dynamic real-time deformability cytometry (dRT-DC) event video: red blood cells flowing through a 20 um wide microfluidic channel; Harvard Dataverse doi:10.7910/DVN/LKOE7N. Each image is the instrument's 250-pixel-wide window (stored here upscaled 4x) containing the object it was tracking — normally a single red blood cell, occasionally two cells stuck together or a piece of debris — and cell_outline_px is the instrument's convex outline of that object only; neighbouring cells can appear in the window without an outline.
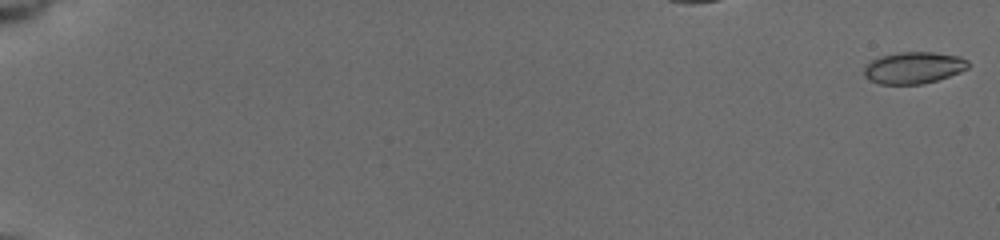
{"species": "common noctule bat (a hibernating species)", "species_latin": "Nyctalus noctula", "temperature_condition": "cold", "stored_images_in_passage": 58, "camera_frame_rate_fps": 3000, "um_per_image_px": 0.085, "animal": {"sex": "female", "body_mass_g": 19.5, "forearm_length_mm": 54.1}, "frame": {"image": 1, "passage_image": 1, "time_ms": 0.0, "image_size_px": [1000, 240], "cell_outline_px": [[968, 68], [960, 72], [936, 80], [920, 84], [880, 84], [864, 76], [864, 68], [872, 60], [880, 56], [900, 52], [932, 52], [960, 56], [968, 60]], "centroid_in_image_um": [77.67, 5.75], "position_along_channel_um": 7.3, "area_um2": 19.07}}
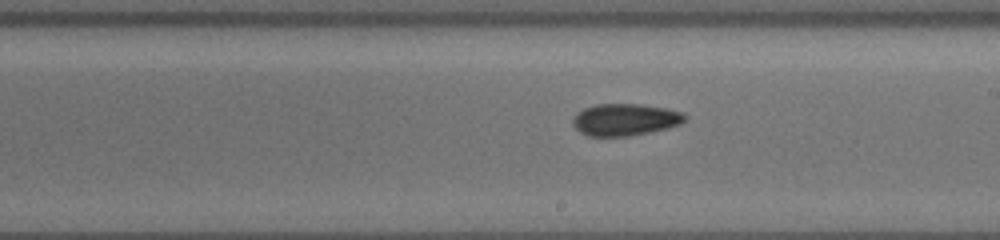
{"frame": {"image": 2, "passage_image": 36, "time_ms": 11.667, "image_size_px": [1000, 240], "cell_outline_px": [[688, 116], [680, 124], [668, 128], [628, 136], [588, 136], [580, 132], [572, 124], [572, 120], [584, 108], [596, 104], [640, 104], [668, 108], [684, 112]], "centroid_in_image_um": [53.17, 10.16], "position_along_channel_um": 235.8, "area_um2": 20.87}}
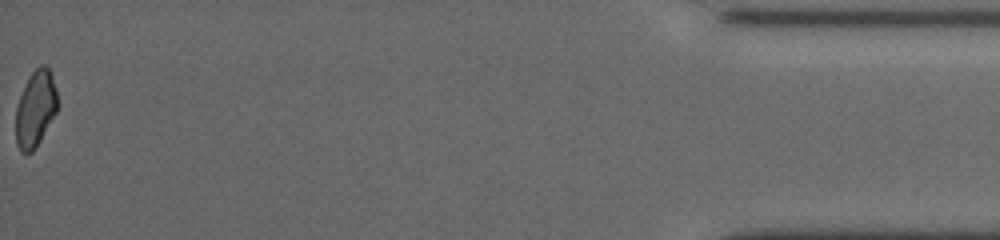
{"frame": {"image": 3, "passage_image": 58, "time_ms": 19.0, "image_size_px": [1000, 240], "cell_outline_px": [[56, 112], [40, 140], [32, 152], [20, 152], [16, 144], [16, 108], [20, 96], [28, 76], [40, 64], [44, 64], [48, 68], [52, 76], [56, 88]], "centroid_in_image_um": [2.99, 9.23], "position_along_channel_um": 432.2, "area_um2": 18.26}, "authors_computed_cell_mechanics": {"area_um2": 19.8254, "velocity_mm_per_s": 3.767, "shape_relaxation_time_tau1_ms": 2.3106, "shape_relaxation_time_tau2_ms": 5.9142, "deformation_change_tau1": 0.1176, "deformation_change_tau2": 0.1129}}